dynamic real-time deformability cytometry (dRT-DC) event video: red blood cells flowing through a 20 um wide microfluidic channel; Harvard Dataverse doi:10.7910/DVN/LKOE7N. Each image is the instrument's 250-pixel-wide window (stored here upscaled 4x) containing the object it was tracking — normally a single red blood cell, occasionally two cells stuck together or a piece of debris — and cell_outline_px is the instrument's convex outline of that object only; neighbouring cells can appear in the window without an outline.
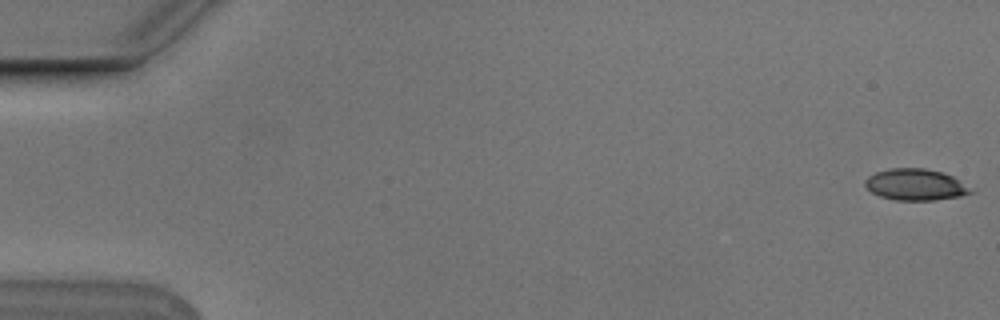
{"species": "Egyptian fruit bat (a non-hibernating species)", "species_latin": "Rousettus aegyptiacus", "temperature_condition": "cold", "stored_images_in_passage": 49, "camera_frame_rate_fps": 3000, "um_per_image_px": 0.085, "animal": {"sex": "male"}, "frame": {"image": 1, "passage_image": 1, "time_ms": 0.0, "image_size_px": [1000, 320], "cell_outline_px": [[976, 192], [960, 196], [936, 200], [896, 200], [880, 196], [872, 192], [864, 184], [864, 180], [868, 176], [876, 172], [888, 168], [924, 168], [940, 172], [952, 176]], "centroid_in_image_um": [77.8, 15.69], "position_along_channel_um": 7.2, "area_um2": 19.25}}
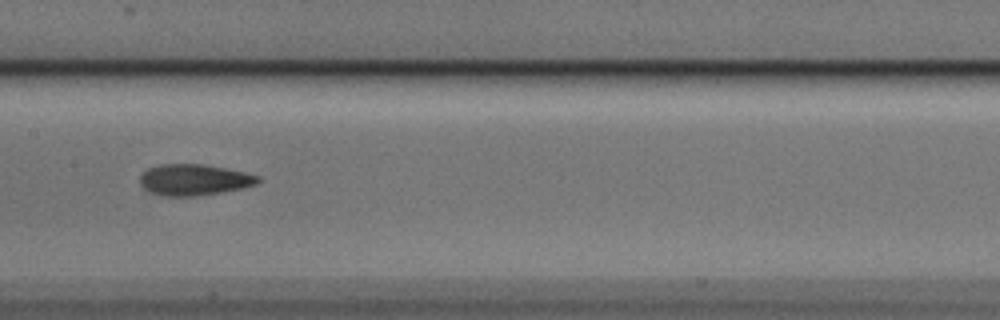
{"frame": {"image": 2, "passage_image": 28, "time_ms": 9.0, "image_size_px": [1000, 320], "cell_outline_px": [[260, 180], [256, 184], [244, 188], [196, 196], [160, 196], [144, 188], [140, 184], [140, 176], [148, 168], [160, 164], [204, 164], [244, 172], [260, 176]], "centroid_in_image_um": [16.49, 15.28], "position_along_channel_um": 190.9, "area_um2": 21.39}}
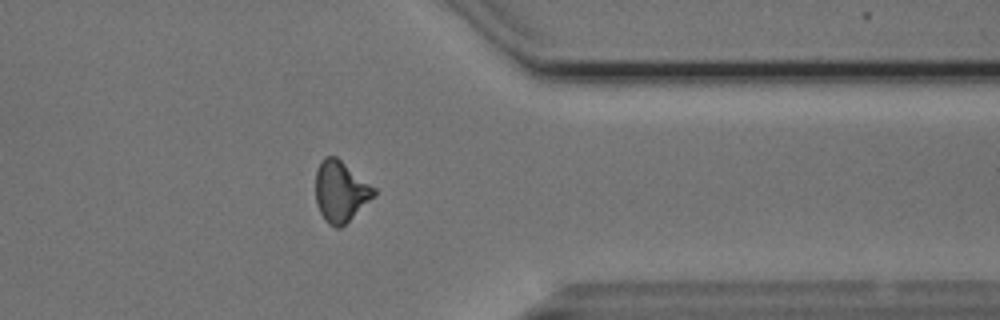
{"frame": {"image": 3, "passage_image": 44, "time_ms": 14.333, "image_size_px": [1000, 320], "cell_outline_px": [[376, 196], [340, 228], [336, 228], [328, 224], [324, 220], [316, 204], [316, 172], [324, 156], [336, 156], [376, 188]], "centroid_in_image_um": [28.96, 16.28], "position_along_channel_um": 382.4, "area_um2": 20.75}}